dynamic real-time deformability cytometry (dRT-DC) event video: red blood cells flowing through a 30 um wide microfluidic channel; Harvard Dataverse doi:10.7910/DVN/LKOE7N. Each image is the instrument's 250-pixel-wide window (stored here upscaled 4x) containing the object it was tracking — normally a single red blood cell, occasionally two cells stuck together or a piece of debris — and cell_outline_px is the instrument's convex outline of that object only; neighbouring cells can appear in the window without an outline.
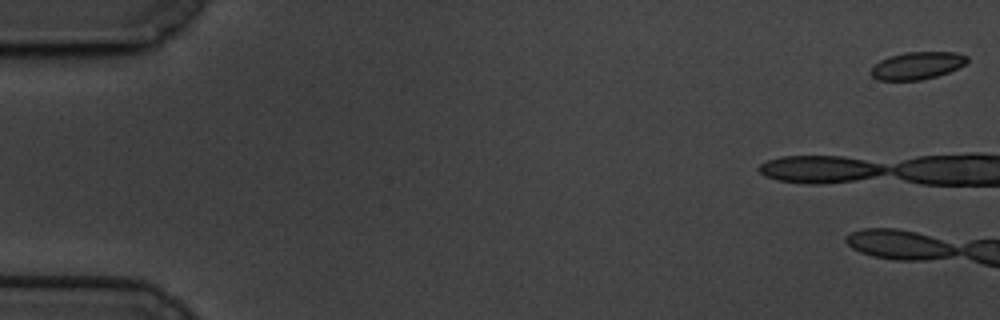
{"species": "common noctule bat (a hibernating species)", "species_latin": "Nyctalus noctula", "temperature_condition": "cold", "stored_images_in_passage": 6, "camera_frame_rate_fps": 3000, "um_per_image_px": 0.085, "animal": {"sex": "male", "body_mass_g": 19.5, "forearm_length_mm": 54.6}, "frame": {"image": 1, "passage_image": 1, "time_ms": 0.0, "image_size_px": [1000, 320], "cell_outline_px": [[968, 60], [964, 64], [948, 72], [936, 76], [920, 80], [876, 80], [868, 72], [880, 60], [888, 56], [904, 52], [956, 52], [968, 56]], "centroid_in_image_um": [77.92, 5.57], "position_along_channel_um": 7.1, "area_um2": 15.37}}